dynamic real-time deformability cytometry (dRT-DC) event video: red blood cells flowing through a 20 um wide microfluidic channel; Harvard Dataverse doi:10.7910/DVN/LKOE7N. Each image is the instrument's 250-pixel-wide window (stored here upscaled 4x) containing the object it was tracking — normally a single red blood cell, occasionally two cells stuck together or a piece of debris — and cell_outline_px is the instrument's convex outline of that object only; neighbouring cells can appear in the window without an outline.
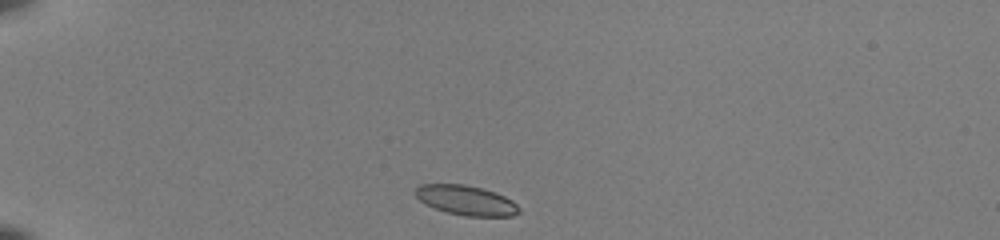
{"species": "common noctule bat (a hibernating species)", "species_latin": "Nyctalus noctula", "temperature_condition": "room temperature", "stored_images_in_passage": 5, "camera_frame_rate_fps": 3000, "um_per_image_px": 0.085, "animal": {"sex": "female", "body_mass_g": 22.0, "forearm_length_mm": 56.7}, "frame": {"image": 1, "passage_image": 1, "time_ms": 0.0, "image_size_px": [1000, 240], "cell_outline_px": [[520, 212], [512, 216], [464, 216], [448, 212], [436, 208], [420, 200], [412, 192], [420, 184], [464, 184], [496, 192], [512, 200], [520, 208]], "centroid_in_image_um": [39.63, 17.02], "position_along_channel_um": 45.4, "area_um2": 17.86}}